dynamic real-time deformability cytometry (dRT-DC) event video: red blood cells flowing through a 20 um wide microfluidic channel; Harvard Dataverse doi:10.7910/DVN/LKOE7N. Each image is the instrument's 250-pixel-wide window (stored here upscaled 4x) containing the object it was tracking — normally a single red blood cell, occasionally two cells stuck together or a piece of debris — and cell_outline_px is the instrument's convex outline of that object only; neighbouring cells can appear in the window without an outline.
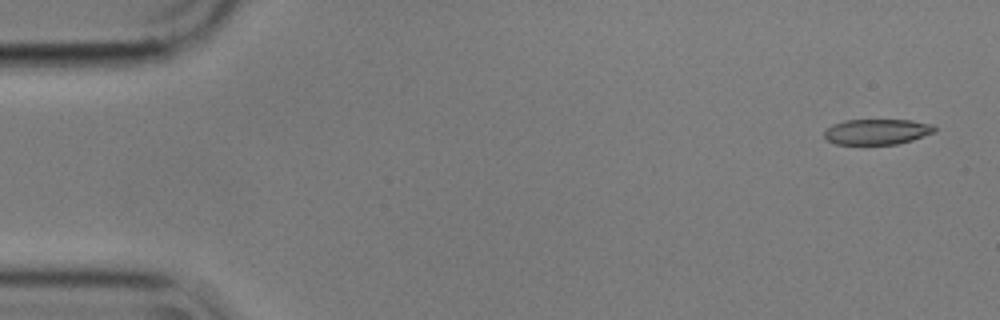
{"species": "common noctule bat (a hibernating species)", "species_latin": "Nyctalus noctula", "temperature_condition": "cold", "stored_images_in_passage": 4, "camera_frame_rate_fps": 3000, "um_per_image_px": 0.085, "animal": {"sex": "male", "body_mass_g": 17.9}, "frame": {"image": 1, "passage_image": 1, "time_ms": 0.0, "image_size_px": [1000, 320], "cell_outline_px": [[936, 132], [912, 140], [896, 144], [836, 144], [828, 140], [824, 136], [824, 132], [832, 124], [844, 120], [912, 120], [932, 124], [936, 128]], "centroid_in_image_um": [74.56, 11.19], "position_along_channel_um": 10.4, "area_um2": 16.42}}
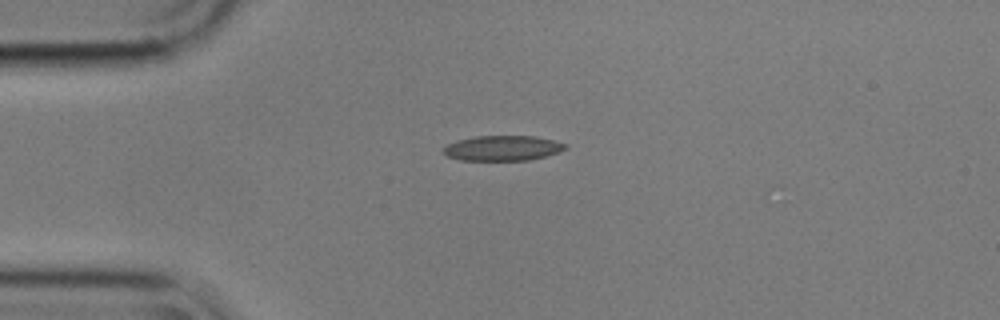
{"frame": {"image": 2, "passage_image": 3, "time_ms": 0.667, "image_size_px": [1000, 320], "cell_outline_px": [[568, 148], [560, 152], [528, 160], [460, 160], [448, 156], [444, 152], [444, 148], [448, 144], [456, 140], [476, 136], [536, 136], [568, 144]], "centroid_in_image_um": [42.76, 12.58], "position_along_channel_um": 42.2, "area_um2": 17.8}}